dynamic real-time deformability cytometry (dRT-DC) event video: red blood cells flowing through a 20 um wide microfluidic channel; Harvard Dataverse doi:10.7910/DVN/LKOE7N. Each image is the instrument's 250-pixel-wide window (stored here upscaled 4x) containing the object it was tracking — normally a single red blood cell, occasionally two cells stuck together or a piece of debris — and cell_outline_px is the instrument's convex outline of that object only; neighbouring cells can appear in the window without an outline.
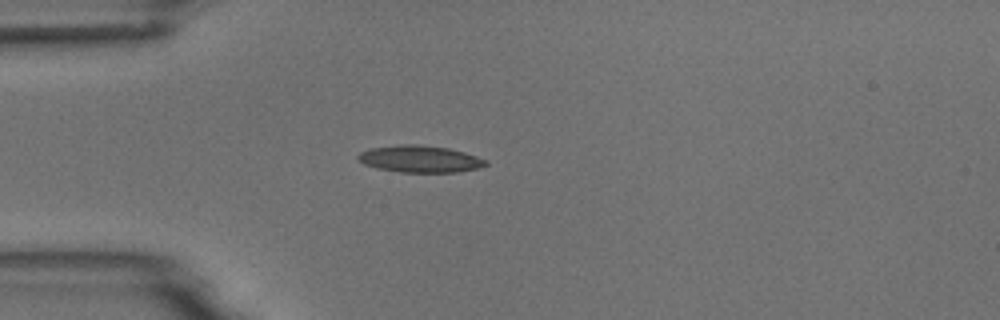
{"species": "common noctule bat (a hibernating species)", "species_latin": "Nyctalus noctula", "temperature_condition": "room temperature", "stored_images_in_passage": 4, "camera_frame_rate_fps": 3000, "um_per_image_px": 0.085, "animal": {"sex": "male", "body_mass_g": 18.8}, "frame": {"image": 1, "passage_image": 3, "time_ms": 2.333, "image_size_px": [1000, 320], "cell_outline_px": [[488, 164], [476, 168], [456, 172], [400, 172], [376, 168], [364, 164], [356, 160], [356, 156], [360, 152], [372, 148], [400, 144], [416, 144], [448, 148], [464, 152], [488, 160]], "centroid_in_image_um": [35.65, 13.51], "position_along_channel_um": 49.3, "area_um2": 20.0}}